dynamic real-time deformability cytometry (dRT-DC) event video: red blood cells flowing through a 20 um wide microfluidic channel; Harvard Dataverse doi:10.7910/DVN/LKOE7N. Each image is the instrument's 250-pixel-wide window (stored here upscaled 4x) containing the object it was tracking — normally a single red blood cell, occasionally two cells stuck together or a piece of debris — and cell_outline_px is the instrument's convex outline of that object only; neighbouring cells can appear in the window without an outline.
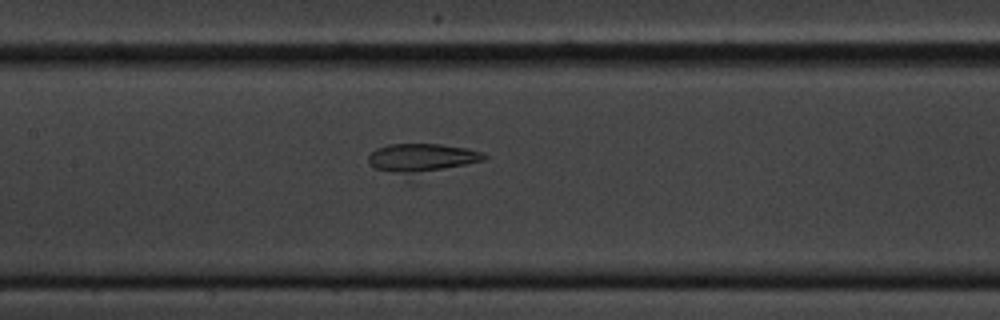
{"species": "common noctule bat (a hibernating species)", "species_latin": "Nyctalus noctula", "temperature_condition": "cold", "stored_images_in_passage": 8, "camera_frame_rate_fps": 3000, "um_per_image_px": 0.085, "animal": {"sex": "male", "body_mass_g": 20.1, "forearm_length_mm": 53.5}, "frame": {"image": 1, "passage_image": 8, "time_ms": 9.0, "image_size_px": [1000, 320], "cell_outline_px": [[488, 156], [484, 160], [416, 184], [372, 168], [368, 160], [368, 156], [376, 148], [388, 144], [440, 144], [464, 148], [480, 152]], "centroid_in_image_um": [35.85, 13.63], "position_along_channel_um": 171.5, "area_um2": 22.66}}